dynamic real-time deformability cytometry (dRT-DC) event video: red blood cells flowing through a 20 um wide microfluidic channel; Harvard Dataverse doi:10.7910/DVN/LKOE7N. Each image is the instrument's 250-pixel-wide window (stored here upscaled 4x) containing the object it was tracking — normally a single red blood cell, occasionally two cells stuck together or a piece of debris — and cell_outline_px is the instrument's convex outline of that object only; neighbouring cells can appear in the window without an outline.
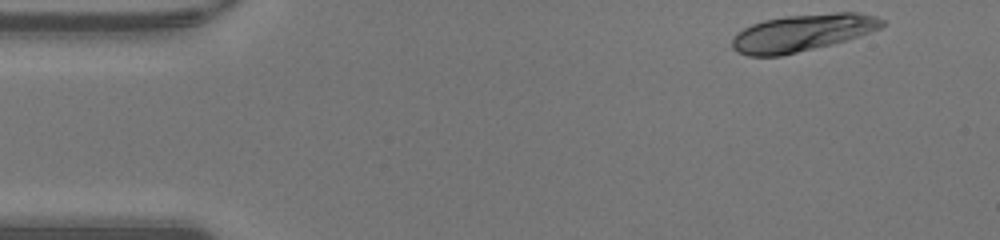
{"species": "human", "species_latin": "Homo sapiens", "temperature_condition": "warm", "stored_images_in_passage": 44, "camera_frame_rate_fps": 3000, "um_per_image_px": 0.085, "donor": {"sex": "male"}, "frame": {"image": 1, "passage_image": 1, "time_ms": 0.0, "image_size_px": [1000, 240], "cell_outline_px": [[884, 24], [880, 28], [832, 44], [780, 56], [748, 56], [736, 52], [732, 48], [732, 40], [744, 28], [752, 24], [764, 20], [784, 16], [836, 12], [860, 12], [876, 16], [884, 20]], "centroid_in_image_um": [68.19, 2.78], "position_along_channel_um": 16.8, "area_um2": 32.14}}
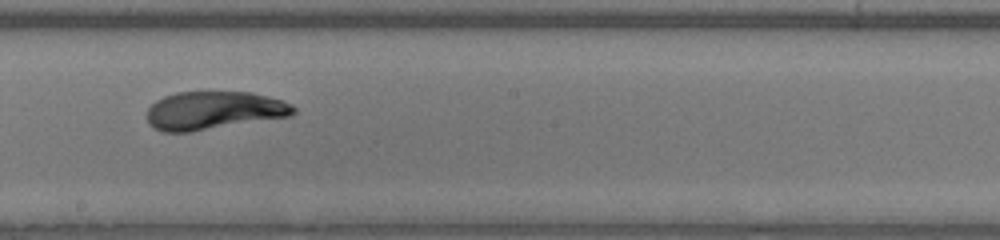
{"frame": {"image": 2, "passage_image": 23, "time_ms": 7.333, "image_size_px": [1000, 240], "cell_outline_px": [[296, 112], [292, 116], [188, 132], [164, 132], [152, 128], [148, 124], [148, 108], [156, 100], [164, 96], [176, 92], [252, 92], [284, 100], [292, 104], [296, 108]], "centroid_in_image_um": [18.19, 9.39], "position_along_channel_um": 230.0, "area_um2": 32.77}}
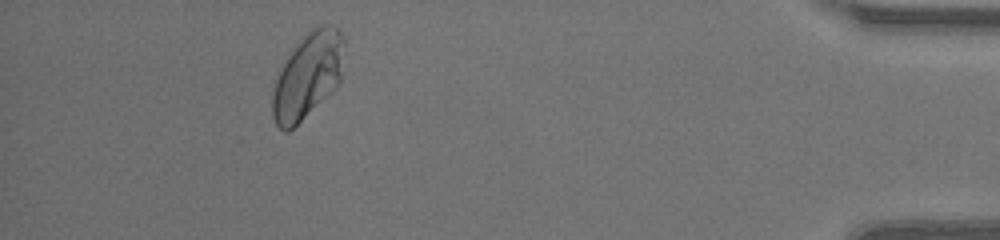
{"frame": {"image": 3, "passage_image": 40, "time_ms": 13.0, "image_size_px": [1000, 240], "cell_outline_px": [[344, 44], [340, 80], [336, 88], [332, 92], [288, 132], [284, 132], [276, 124], [272, 116], [272, 92], [276, 80], [292, 48], [312, 28], [320, 24], [324, 24], [336, 28], [344, 36]], "centroid_in_image_um": [26.16, 6.44], "position_along_channel_um": 409.0, "area_um2": 35.43}, "authors_computed_cell_mechanics": {"area_um2": 33.0905, "velocity_mm_per_s": 4.2886, "shape_relaxation_time_tau1_ms": 3.5798, "shape_relaxation_time_tau2_ms": null, "deformation_change_tau1": 0.1884, "deformation_change_tau2": null}}